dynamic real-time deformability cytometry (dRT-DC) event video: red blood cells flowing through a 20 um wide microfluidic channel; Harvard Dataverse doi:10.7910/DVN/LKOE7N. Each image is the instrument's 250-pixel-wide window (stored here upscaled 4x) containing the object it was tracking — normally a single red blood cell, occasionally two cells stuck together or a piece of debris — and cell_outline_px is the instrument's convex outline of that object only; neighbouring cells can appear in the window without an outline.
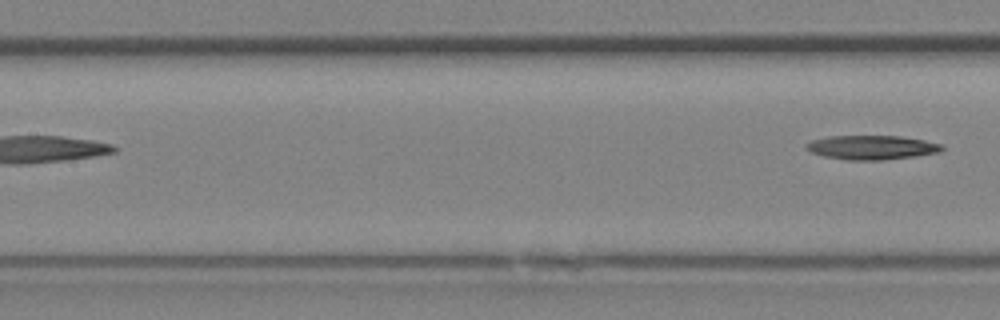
{"species": "Egyptian fruit bat (a non-hibernating species)", "species_latin": "Rousettus aegyptiacus", "temperature_condition": "room temperature", "stored_images_in_passage": 8, "segment_of_instrument_passage": [2, 2], "camera_frame_rate_fps": 3000, "um_per_image_px": 0.085, "animal": {"sex": "female"}, "frame": {"image": 1, "passage_image": 8, "time_ms": 2.333, "image_size_px": [1000, 320], "cell_outline_px": [[944, 148], [940, 152], [916, 156], [884, 160], [848, 160], [824, 156], [812, 152], [808, 148], [808, 144], [812, 140], [828, 136], [900, 136], [924, 140], [940, 144]], "centroid_in_image_um": [74.14, 12.53], "position_along_channel_um": 133.3, "area_um2": 18.9}}